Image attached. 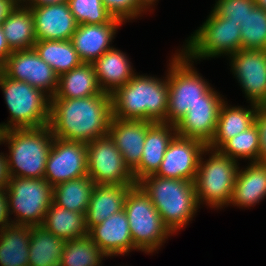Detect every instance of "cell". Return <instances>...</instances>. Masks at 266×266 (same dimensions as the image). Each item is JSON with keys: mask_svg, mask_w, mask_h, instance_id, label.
<instances>
[{"mask_svg": "<svg viewBox=\"0 0 266 266\" xmlns=\"http://www.w3.org/2000/svg\"><path fill=\"white\" fill-rule=\"evenodd\" d=\"M0 88L11 117L7 123L0 124V132L49 124L51 98L43 91L4 74L0 78Z\"/></svg>", "mask_w": 266, "mask_h": 266, "instance_id": "cell-7", "label": "cell"}, {"mask_svg": "<svg viewBox=\"0 0 266 266\" xmlns=\"http://www.w3.org/2000/svg\"><path fill=\"white\" fill-rule=\"evenodd\" d=\"M93 242L107 255L120 256L131 250H138L133 245L128 219L123 209L89 230Z\"/></svg>", "mask_w": 266, "mask_h": 266, "instance_id": "cell-20", "label": "cell"}, {"mask_svg": "<svg viewBox=\"0 0 266 266\" xmlns=\"http://www.w3.org/2000/svg\"><path fill=\"white\" fill-rule=\"evenodd\" d=\"M12 51L33 48L36 43L34 16L30 7L20 1L1 24Z\"/></svg>", "mask_w": 266, "mask_h": 266, "instance_id": "cell-26", "label": "cell"}, {"mask_svg": "<svg viewBox=\"0 0 266 266\" xmlns=\"http://www.w3.org/2000/svg\"><path fill=\"white\" fill-rule=\"evenodd\" d=\"M33 48L58 76L82 63L71 40L36 41Z\"/></svg>", "mask_w": 266, "mask_h": 266, "instance_id": "cell-32", "label": "cell"}, {"mask_svg": "<svg viewBox=\"0 0 266 266\" xmlns=\"http://www.w3.org/2000/svg\"><path fill=\"white\" fill-rule=\"evenodd\" d=\"M95 183L87 175L53 187V202L73 212L85 214Z\"/></svg>", "mask_w": 266, "mask_h": 266, "instance_id": "cell-31", "label": "cell"}, {"mask_svg": "<svg viewBox=\"0 0 266 266\" xmlns=\"http://www.w3.org/2000/svg\"><path fill=\"white\" fill-rule=\"evenodd\" d=\"M133 245L147 254L163 246L173 233L163 222L149 196L136 184L132 186L124 201Z\"/></svg>", "mask_w": 266, "mask_h": 266, "instance_id": "cell-8", "label": "cell"}, {"mask_svg": "<svg viewBox=\"0 0 266 266\" xmlns=\"http://www.w3.org/2000/svg\"><path fill=\"white\" fill-rule=\"evenodd\" d=\"M113 118L110 94L51 98L49 128L56 138L88 143L108 135Z\"/></svg>", "mask_w": 266, "mask_h": 266, "instance_id": "cell-1", "label": "cell"}, {"mask_svg": "<svg viewBox=\"0 0 266 266\" xmlns=\"http://www.w3.org/2000/svg\"><path fill=\"white\" fill-rule=\"evenodd\" d=\"M27 6H43L49 4L67 3L68 0H22Z\"/></svg>", "mask_w": 266, "mask_h": 266, "instance_id": "cell-44", "label": "cell"}, {"mask_svg": "<svg viewBox=\"0 0 266 266\" xmlns=\"http://www.w3.org/2000/svg\"><path fill=\"white\" fill-rule=\"evenodd\" d=\"M2 74H3V63L0 61V78Z\"/></svg>", "mask_w": 266, "mask_h": 266, "instance_id": "cell-47", "label": "cell"}, {"mask_svg": "<svg viewBox=\"0 0 266 266\" xmlns=\"http://www.w3.org/2000/svg\"><path fill=\"white\" fill-rule=\"evenodd\" d=\"M124 22L113 18L104 24H80L71 37V42L80 60L85 63H93L106 51L113 48L112 40L120 25Z\"/></svg>", "mask_w": 266, "mask_h": 266, "instance_id": "cell-18", "label": "cell"}, {"mask_svg": "<svg viewBox=\"0 0 266 266\" xmlns=\"http://www.w3.org/2000/svg\"><path fill=\"white\" fill-rule=\"evenodd\" d=\"M87 143L54 137L44 179L53 187L87 176Z\"/></svg>", "mask_w": 266, "mask_h": 266, "instance_id": "cell-13", "label": "cell"}, {"mask_svg": "<svg viewBox=\"0 0 266 266\" xmlns=\"http://www.w3.org/2000/svg\"><path fill=\"white\" fill-rule=\"evenodd\" d=\"M19 2L20 0H0V25Z\"/></svg>", "mask_w": 266, "mask_h": 266, "instance_id": "cell-42", "label": "cell"}, {"mask_svg": "<svg viewBox=\"0 0 266 266\" xmlns=\"http://www.w3.org/2000/svg\"><path fill=\"white\" fill-rule=\"evenodd\" d=\"M104 93L99 86L92 63L82 62L58 78V88L52 98H85Z\"/></svg>", "mask_w": 266, "mask_h": 266, "instance_id": "cell-27", "label": "cell"}, {"mask_svg": "<svg viewBox=\"0 0 266 266\" xmlns=\"http://www.w3.org/2000/svg\"><path fill=\"white\" fill-rule=\"evenodd\" d=\"M87 174L95 185H136L109 135L87 143Z\"/></svg>", "mask_w": 266, "mask_h": 266, "instance_id": "cell-11", "label": "cell"}, {"mask_svg": "<svg viewBox=\"0 0 266 266\" xmlns=\"http://www.w3.org/2000/svg\"><path fill=\"white\" fill-rule=\"evenodd\" d=\"M10 219L8 215L6 192L5 189H0V230L11 223Z\"/></svg>", "mask_w": 266, "mask_h": 266, "instance_id": "cell-40", "label": "cell"}, {"mask_svg": "<svg viewBox=\"0 0 266 266\" xmlns=\"http://www.w3.org/2000/svg\"><path fill=\"white\" fill-rule=\"evenodd\" d=\"M240 25L213 9L206 21L186 40L182 51L191 60L230 56L241 49ZM210 57V58H209Z\"/></svg>", "mask_w": 266, "mask_h": 266, "instance_id": "cell-9", "label": "cell"}, {"mask_svg": "<svg viewBox=\"0 0 266 266\" xmlns=\"http://www.w3.org/2000/svg\"><path fill=\"white\" fill-rule=\"evenodd\" d=\"M107 255L89 235L65 241L59 266H102Z\"/></svg>", "mask_w": 266, "mask_h": 266, "instance_id": "cell-33", "label": "cell"}, {"mask_svg": "<svg viewBox=\"0 0 266 266\" xmlns=\"http://www.w3.org/2000/svg\"><path fill=\"white\" fill-rule=\"evenodd\" d=\"M5 153H0V189H6L10 180Z\"/></svg>", "mask_w": 266, "mask_h": 266, "instance_id": "cell-41", "label": "cell"}, {"mask_svg": "<svg viewBox=\"0 0 266 266\" xmlns=\"http://www.w3.org/2000/svg\"><path fill=\"white\" fill-rule=\"evenodd\" d=\"M8 215L15 214L11 224L42 225L53 201V186L44 178L10 177L7 188Z\"/></svg>", "mask_w": 266, "mask_h": 266, "instance_id": "cell-10", "label": "cell"}, {"mask_svg": "<svg viewBox=\"0 0 266 266\" xmlns=\"http://www.w3.org/2000/svg\"><path fill=\"white\" fill-rule=\"evenodd\" d=\"M135 185H95L85 213L88 230L124 209L125 197Z\"/></svg>", "mask_w": 266, "mask_h": 266, "instance_id": "cell-24", "label": "cell"}, {"mask_svg": "<svg viewBox=\"0 0 266 266\" xmlns=\"http://www.w3.org/2000/svg\"><path fill=\"white\" fill-rule=\"evenodd\" d=\"M212 8L220 17L241 24L256 6L255 0H216Z\"/></svg>", "mask_w": 266, "mask_h": 266, "instance_id": "cell-37", "label": "cell"}, {"mask_svg": "<svg viewBox=\"0 0 266 266\" xmlns=\"http://www.w3.org/2000/svg\"><path fill=\"white\" fill-rule=\"evenodd\" d=\"M176 135L175 125L166 122H153L148 127L140 164L132 171L136 183L157 173L168 145Z\"/></svg>", "mask_w": 266, "mask_h": 266, "instance_id": "cell-21", "label": "cell"}, {"mask_svg": "<svg viewBox=\"0 0 266 266\" xmlns=\"http://www.w3.org/2000/svg\"><path fill=\"white\" fill-rule=\"evenodd\" d=\"M13 51L8 46L2 27L0 25V61L4 63Z\"/></svg>", "mask_w": 266, "mask_h": 266, "instance_id": "cell-43", "label": "cell"}, {"mask_svg": "<svg viewBox=\"0 0 266 266\" xmlns=\"http://www.w3.org/2000/svg\"><path fill=\"white\" fill-rule=\"evenodd\" d=\"M28 7L34 16L36 41L71 40L78 24L68 3Z\"/></svg>", "mask_w": 266, "mask_h": 266, "instance_id": "cell-17", "label": "cell"}, {"mask_svg": "<svg viewBox=\"0 0 266 266\" xmlns=\"http://www.w3.org/2000/svg\"><path fill=\"white\" fill-rule=\"evenodd\" d=\"M254 123L259 132V162H266V106H258Z\"/></svg>", "mask_w": 266, "mask_h": 266, "instance_id": "cell-39", "label": "cell"}, {"mask_svg": "<svg viewBox=\"0 0 266 266\" xmlns=\"http://www.w3.org/2000/svg\"><path fill=\"white\" fill-rule=\"evenodd\" d=\"M251 108L228 105L224 101L219 112L216 130L207 147L218 150L227 140L247 130L254 124L258 105L250 103Z\"/></svg>", "mask_w": 266, "mask_h": 266, "instance_id": "cell-25", "label": "cell"}, {"mask_svg": "<svg viewBox=\"0 0 266 266\" xmlns=\"http://www.w3.org/2000/svg\"><path fill=\"white\" fill-rule=\"evenodd\" d=\"M105 8L113 17L124 23L137 19L146 11L139 5L138 0H102Z\"/></svg>", "mask_w": 266, "mask_h": 266, "instance_id": "cell-38", "label": "cell"}, {"mask_svg": "<svg viewBox=\"0 0 266 266\" xmlns=\"http://www.w3.org/2000/svg\"><path fill=\"white\" fill-rule=\"evenodd\" d=\"M53 139L48 125L0 132V145L6 143L9 148V155H5L9 176L44 178Z\"/></svg>", "mask_w": 266, "mask_h": 266, "instance_id": "cell-3", "label": "cell"}, {"mask_svg": "<svg viewBox=\"0 0 266 266\" xmlns=\"http://www.w3.org/2000/svg\"><path fill=\"white\" fill-rule=\"evenodd\" d=\"M168 82L164 79L135 74L124 86L110 94L112 114L117 119L166 122Z\"/></svg>", "mask_w": 266, "mask_h": 266, "instance_id": "cell-2", "label": "cell"}, {"mask_svg": "<svg viewBox=\"0 0 266 266\" xmlns=\"http://www.w3.org/2000/svg\"><path fill=\"white\" fill-rule=\"evenodd\" d=\"M158 0H138L139 5L145 10L147 11L149 8L153 7L152 5H154ZM155 2V3H154Z\"/></svg>", "mask_w": 266, "mask_h": 266, "instance_id": "cell-45", "label": "cell"}, {"mask_svg": "<svg viewBox=\"0 0 266 266\" xmlns=\"http://www.w3.org/2000/svg\"><path fill=\"white\" fill-rule=\"evenodd\" d=\"M31 226L7 224L0 230V265L29 266Z\"/></svg>", "mask_w": 266, "mask_h": 266, "instance_id": "cell-28", "label": "cell"}, {"mask_svg": "<svg viewBox=\"0 0 266 266\" xmlns=\"http://www.w3.org/2000/svg\"><path fill=\"white\" fill-rule=\"evenodd\" d=\"M92 64L100 88L108 94L124 86L136 74L126 53L115 47L106 51Z\"/></svg>", "mask_w": 266, "mask_h": 266, "instance_id": "cell-23", "label": "cell"}, {"mask_svg": "<svg viewBox=\"0 0 266 266\" xmlns=\"http://www.w3.org/2000/svg\"><path fill=\"white\" fill-rule=\"evenodd\" d=\"M169 61L166 123L176 125L190 108L206 103V93L212 87L193 67L194 61L182 51L176 52Z\"/></svg>", "mask_w": 266, "mask_h": 266, "instance_id": "cell-5", "label": "cell"}, {"mask_svg": "<svg viewBox=\"0 0 266 266\" xmlns=\"http://www.w3.org/2000/svg\"><path fill=\"white\" fill-rule=\"evenodd\" d=\"M67 3L78 25L104 24L114 18L102 0H68Z\"/></svg>", "mask_w": 266, "mask_h": 266, "instance_id": "cell-36", "label": "cell"}, {"mask_svg": "<svg viewBox=\"0 0 266 266\" xmlns=\"http://www.w3.org/2000/svg\"><path fill=\"white\" fill-rule=\"evenodd\" d=\"M3 74L43 91L52 98L58 88L59 76L43 61L34 48L15 50L3 63Z\"/></svg>", "mask_w": 266, "mask_h": 266, "instance_id": "cell-12", "label": "cell"}, {"mask_svg": "<svg viewBox=\"0 0 266 266\" xmlns=\"http://www.w3.org/2000/svg\"><path fill=\"white\" fill-rule=\"evenodd\" d=\"M152 123L148 120H125L115 117L111 120L108 135L131 172L140 164L146 132Z\"/></svg>", "mask_w": 266, "mask_h": 266, "instance_id": "cell-19", "label": "cell"}, {"mask_svg": "<svg viewBox=\"0 0 266 266\" xmlns=\"http://www.w3.org/2000/svg\"><path fill=\"white\" fill-rule=\"evenodd\" d=\"M255 4L258 7L263 8L264 10H266V0H255Z\"/></svg>", "mask_w": 266, "mask_h": 266, "instance_id": "cell-46", "label": "cell"}, {"mask_svg": "<svg viewBox=\"0 0 266 266\" xmlns=\"http://www.w3.org/2000/svg\"><path fill=\"white\" fill-rule=\"evenodd\" d=\"M42 226L64 241L89 235L85 214L65 209L53 201Z\"/></svg>", "mask_w": 266, "mask_h": 266, "instance_id": "cell-30", "label": "cell"}, {"mask_svg": "<svg viewBox=\"0 0 266 266\" xmlns=\"http://www.w3.org/2000/svg\"><path fill=\"white\" fill-rule=\"evenodd\" d=\"M211 88L206 93V103H198L175 125L178 136L194 138L206 145L216 130L220 108L225 101L221 94Z\"/></svg>", "mask_w": 266, "mask_h": 266, "instance_id": "cell-16", "label": "cell"}, {"mask_svg": "<svg viewBox=\"0 0 266 266\" xmlns=\"http://www.w3.org/2000/svg\"><path fill=\"white\" fill-rule=\"evenodd\" d=\"M228 58L247 101L266 106V50L240 49Z\"/></svg>", "mask_w": 266, "mask_h": 266, "instance_id": "cell-14", "label": "cell"}, {"mask_svg": "<svg viewBox=\"0 0 266 266\" xmlns=\"http://www.w3.org/2000/svg\"><path fill=\"white\" fill-rule=\"evenodd\" d=\"M266 197V162H250L238 170L229 205L249 208Z\"/></svg>", "mask_w": 266, "mask_h": 266, "instance_id": "cell-22", "label": "cell"}, {"mask_svg": "<svg viewBox=\"0 0 266 266\" xmlns=\"http://www.w3.org/2000/svg\"><path fill=\"white\" fill-rule=\"evenodd\" d=\"M137 184L149 196L173 234L186 227L200 208L192 181L150 175Z\"/></svg>", "mask_w": 266, "mask_h": 266, "instance_id": "cell-4", "label": "cell"}, {"mask_svg": "<svg viewBox=\"0 0 266 266\" xmlns=\"http://www.w3.org/2000/svg\"><path fill=\"white\" fill-rule=\"evenodd\" d=\"M218 150L236 161L243 158L250 162H259V132L255 123L227 140Z\"/></svg>", "mask_w": 266, "mask_h": 266, "instance_id": "cell-34", "label": "cell"}, {"mask_svg": "<svg viewBox=\"0 0 266 266\" xmlns=\"http://www.w3.org/2000/svg\"><path fill=\"white\" fill-rule=\"evenodd\" d=\"M241 49L266 50V10L257 5L240 24Z\"/></svg>", "mask_w": 266, "mask_h": 266, "instance_id": "cell-35", "label": "cell"}, {"mask_svg": "<svg viewBox=\"0 0 266 266\" xmlns=\"http://www.w3.org/2000/svg\"><path fill=\"white\" fill-rule=\"evenodd\" d=\"M207 145L194 138L176 135L169 143L156 176L195 181L199 159Z\"/></svg>", "mask_w": 266, "mask_h": 266, "instance_id": "cell-15", "label": "cell"}, {"mask_svg": "<svg viewBox=\"0 0 266 266\" xmlns=\"http://www.w3.org/2000/svg\"><path fill=\"white\" fill-rule=\"evenodd\" d=\"M204 154H209V159L205 160L202 157ZM238 170V161L219 150L206 147L199 159L194 181L199 206L204 203L216 209L227 207L231 202Z\"/></svg>", "mask_w": 266, "mask_h": 266, "instance_id": "cell-6", "label": "cell"}, {"mask_svg": "<svg viewBox=\"0 0 266 266\" xmlns=\"http://www.w3.org/2000/svg\"><path fill=\"white\" fill-rule=\"evenodd\" d=\"M65 241L42 225L31 226L29 266H59Z\"/></svg>", "mask_w": 266, "mask_h": 266, "instance_id": "cell-29", "label": "cell"}]
</instances>
